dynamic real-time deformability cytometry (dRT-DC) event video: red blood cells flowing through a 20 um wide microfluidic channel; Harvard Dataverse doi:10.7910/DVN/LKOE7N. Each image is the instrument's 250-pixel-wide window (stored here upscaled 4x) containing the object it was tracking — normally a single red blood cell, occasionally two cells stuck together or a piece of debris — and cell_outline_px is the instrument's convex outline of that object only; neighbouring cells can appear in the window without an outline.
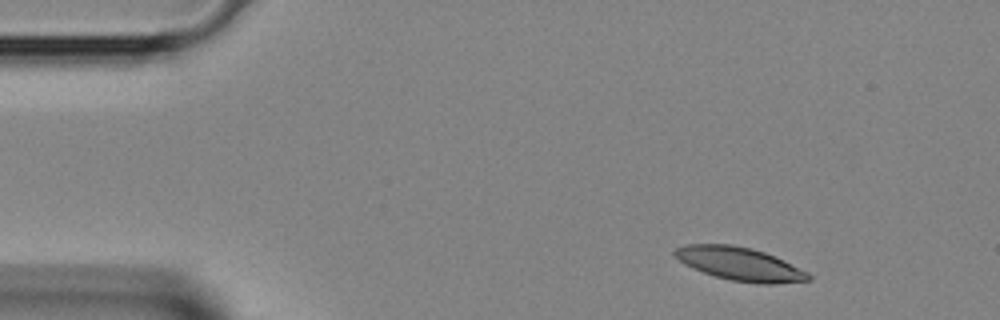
{"species": "Egyptian fruit bat (a non-hibernating species)", "species_latin": "Rousettus aegyptiacus", "temperature_condition": "room temperature", "stored_images_in_passage": 2, "segment_of_instrument_passage": [2, 2], "camera_frame_rate_fps": 3000, "um_per_image_px": 0.085, "animal": {"sex": "female"}, "frame": {"image": 1, "passage_image": 2, "time_ms": 0.333, "image_size_px": [1000, 320], "cell_outline_px": [[812, 280], [772, 284], [756, 284], [732, 280], [716, 276], [692, 268], [684, 264], [672, 252], [676, 248], [684, 244], [732, 244], [752, 248], [764, 252], [784, 260], [808, 272], [812, 276]], "centroid_in_image_um": [62.9, 22.43], "position_along_channel_um": 22.1, "area_um2": 25.95}}